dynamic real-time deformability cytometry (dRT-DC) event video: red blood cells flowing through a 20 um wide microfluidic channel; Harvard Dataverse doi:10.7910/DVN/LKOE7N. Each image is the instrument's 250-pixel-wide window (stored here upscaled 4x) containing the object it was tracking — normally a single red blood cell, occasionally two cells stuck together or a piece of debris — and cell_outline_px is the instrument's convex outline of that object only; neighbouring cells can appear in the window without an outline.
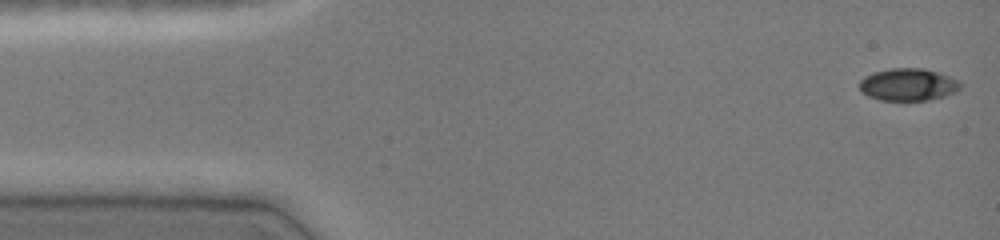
{"species": "common noctule bat (a hibernating species)", "species_latin": "Nyctalus noctula", "temperature_condition": "cold", "stored_images_in_passage": 46, "camera_frame_rate_fps": 3000, "um_per_image_px": 0.085, "animal": {"sex": "female", "body_mass_g": 19.0, "forearm_length_mm": 51.5}, "frame": {"image": 1, "passage_image": 1, "time_ms": 0.0, "image_size_px": [1000, 240], "cell_outline_px": [[964, 84], [956, 92], [932, 100], [880, 100], [868, 96], [860, 92], [860, 80], [864, 76], [872, 72], [892, 68], [924, 68], [960, 80]], "centroid_in_image_um": [77.2, 7.19], "position_along_channel_um": 7.8, "area_um2": 19.25}}
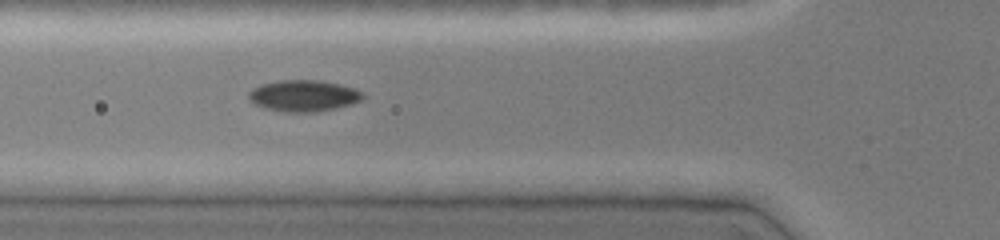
{"frame": {"image": 2, "passage_image": 16, "time_ms": 5.0, "image_size_px": [1000, 240], "cell_outline_px": [[364, 96], [360, 100], [352, 104], [336, 108], [316, 112], [284, 112], [264, 108], [248, 100], [248, 92], [252, 88], [260, 84], [280, 80], [320, 80], [340, 84], [364, 92]], "centroid_in_image_um": [25.78, 8.14], "position_along_channel_um": 100.0, "area_um2": 21.04}}
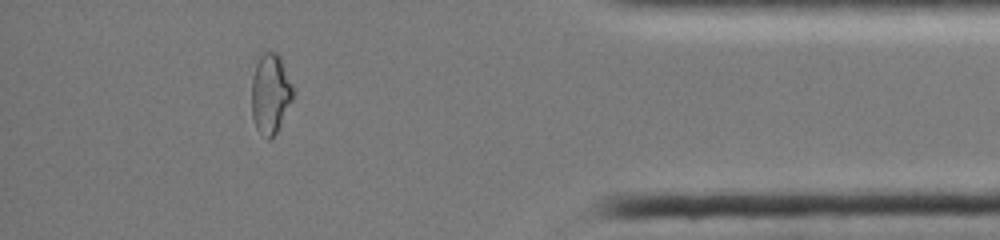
{"frame": {"image": 3, "passage_image": 41, "time_ms": 13.333, "image_size_px": [1000, 240], "cell_outline_px": [[296, 92], [276, 132], [268, 140], [256, 128], [252, 116], [252, 76], [256, 64], [260, 56], [264, 52], [276, 52], [280, 56]], "centroid_in_image_um": [23.0, 7.94], "position_along_channel_um": 412.2, "area_um2": 19.25}, "authors_computed_cell_mechanics": {"area_um2": 19.5942, "velocity_mm_per_s": 4.0652, "shape_relaxation_time_tau1_ms": null, "shape_relaxation_time_tau2_ms": 1.9852, "deformation_change_tau1": null, "deformation_change_tau2": 0.0438}}